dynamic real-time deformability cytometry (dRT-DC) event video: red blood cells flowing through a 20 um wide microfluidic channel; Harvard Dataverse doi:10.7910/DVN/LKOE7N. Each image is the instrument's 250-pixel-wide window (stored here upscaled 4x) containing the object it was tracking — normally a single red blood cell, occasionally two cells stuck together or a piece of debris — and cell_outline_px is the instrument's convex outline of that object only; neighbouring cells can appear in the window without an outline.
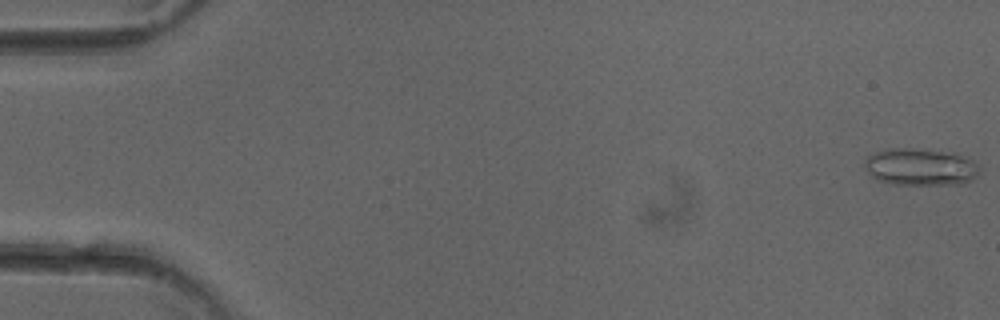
{"species": "common noctule bat (a hibernating species)", "species_latin": "Nyctalus noctula", "temperature_condition": "cold", "stored_images_in_passage": 51, "camera_frame_rate_fps": 3000, "um_per_image_px": 0.085, "animal": {"sex": "female"}, "frame": {"image": 1, "passage_image": 1, "time_ms": 0.0, "image_size_px": [1000, 320], "cell_outline_px": [[980, 168], [976, 176], [972, 180], [964, 184], [892, 184], [876, 180], [868, 172], [864, 164], [864, 160], [868, 156], [876, 152], [892, 148], [912, 148], [952, 152], [972, 160]], "centroid_in_image_um": [78.23, 14.19], "position_along_channel_um": 6.8, "area_um2": 24.85}}
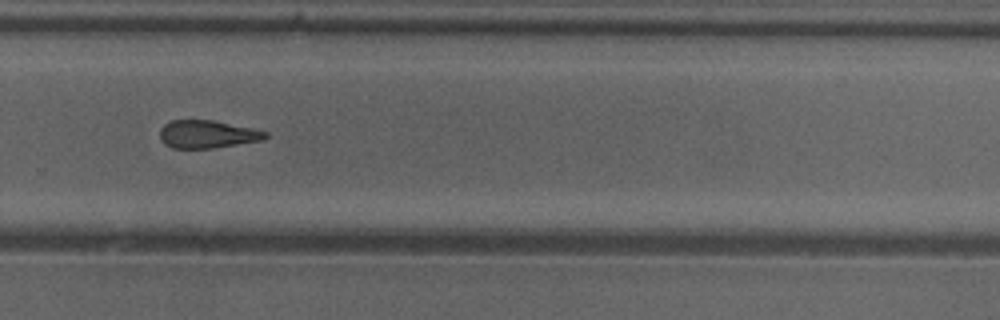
{"frame": {"image": 2, "passage_image": 35, "time_ms": 11.333, "image_size_px": [1000, 320], "cell_outline_px": [[268, 136], [264, 140], [216, 148], [172, 148], [164, 144], [160, 140], [160, 128], [164, 124], [172, 120], [212, 120], [252, 128], [268, 132]], "centroid_in_image_um": [17.62, 11.42], "position_along_channel_um": 312.2, "area_um2": 17.28}}
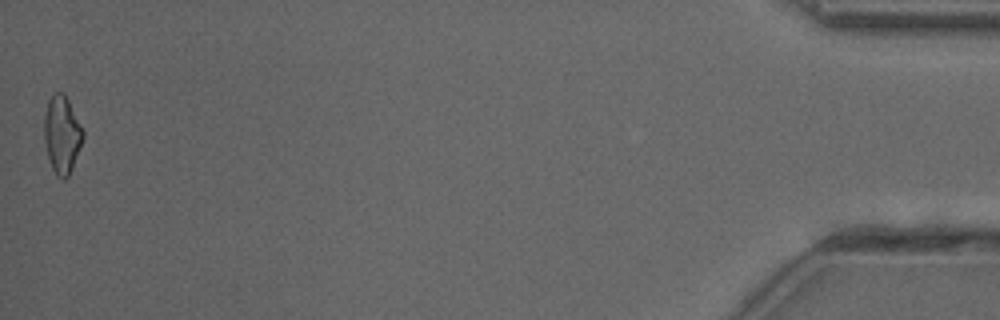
{"frame": {"image": 3, "passage_image": 51, "time_ms": 16.667, "image_size_px": [1000, 320], "cell_outline_px": [[84, 136], [80, 148], [72, 168], [68, 176], [64, 180], [56, 176], [52, 168], [48, 156], [44, 140], [44, 116], [48, 100], [56, 92], [64, 92], [84, 132]], "centroid_in_image_um": [5.26, 11.45], "position_along_channel_um": 429.9, "area_um2": 17.4}, "authors_computed_cell_mechanics": {"area_um2": 18.496, "velocity_mm_per_s": 4.0577, "shape_relaxation_time_tau1_ms": null, "shape_relaxation_time_tau2_ms": 3.1925, "deformation_change_tau1": null, "deformation_change_tau2": 0.1211}}